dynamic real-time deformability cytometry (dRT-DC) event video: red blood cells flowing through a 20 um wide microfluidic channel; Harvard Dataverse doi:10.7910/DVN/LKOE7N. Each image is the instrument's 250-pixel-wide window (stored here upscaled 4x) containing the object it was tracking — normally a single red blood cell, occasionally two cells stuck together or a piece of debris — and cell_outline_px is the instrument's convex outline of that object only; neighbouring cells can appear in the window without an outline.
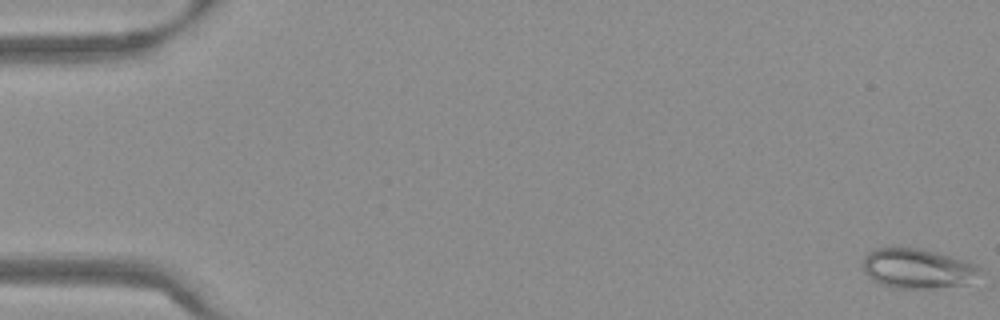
{"species": "Egyptian fruit bat (a non-hibernating species)", "species_latin": "Rousettus aegyptiacus", "temperature_condition": "warm", "stored_images_in_passage": 56, "camera_frame_rate_fps": 3000, "um_per_image_px": 0.085, "frame": {"image": 1, "passage_image": 1, "time_ms": 0.0, "image_size_px": [1000, 320], "cell_outline_px": [[984, 272], [968, 284], [932, 288], [892, 288], [880, 284], [872, 280], [864, 272], [864, 256], [868, 252], [876, 248], [892, 244], [920, 248], [968, 260], [976, 264]], "centroid_in_image_um": [78.0, 22.79], "position_along_channel_um": 7.0, "area_um2": 28.09}}
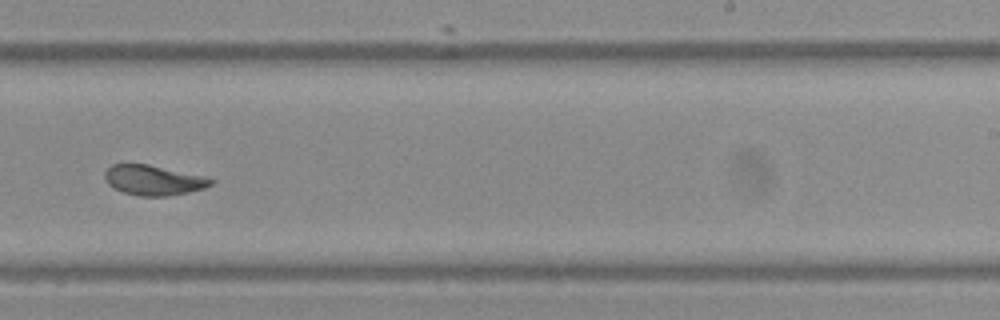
{"frame": {"image": 2, "passage_image": 35, "time_ms": 11.333, "image_size_px": [1000, 320], "cell_outline_px": [[216, 180], [212, 184], [204, 188], [188, 192], [168, 196], [140, 196], [124, 192], [108, 184], [104, 176], [104, 172], [112, 164], [148, 164], [204, 176]], "centroid_in_image_um": [13.06, 15.31], "position_along_channel_um": 275.9, "area_um2": 18.44}}
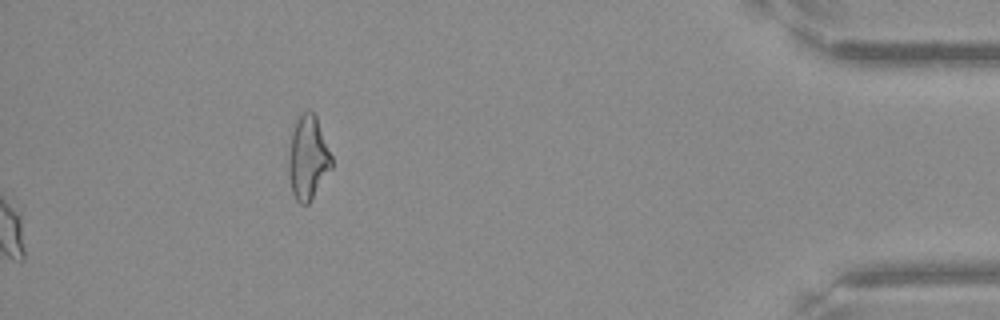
{"frame": {"image": 3, "passage_image": 56, "time_ms": 18.333, "image_size_px": [1000, 320], "cell_outline_px": [[332, 168], [312, 200], [308, 204], [300, 204], [296, 200], [292, 192], [288, 176], [288, 156], [292, 132], [300, 112], [312, 112], [316, 116], [332, 156]], "centroid_in_image_um": [26.17, 13.45], "position_along_channel_um": 409.0, "area_um2": 21.1}, "authors_computed_cell_mechanics": {"area_um2": 19.8543, "velocity_mm_per_s": 3.7859, "shape_relaxation_time_tau1_ms": null, "shape_relaxation_time_tau2_ms": 1.0005, "deformation_change_tau1": null, "deformation_change_tau2": 0.0696}}